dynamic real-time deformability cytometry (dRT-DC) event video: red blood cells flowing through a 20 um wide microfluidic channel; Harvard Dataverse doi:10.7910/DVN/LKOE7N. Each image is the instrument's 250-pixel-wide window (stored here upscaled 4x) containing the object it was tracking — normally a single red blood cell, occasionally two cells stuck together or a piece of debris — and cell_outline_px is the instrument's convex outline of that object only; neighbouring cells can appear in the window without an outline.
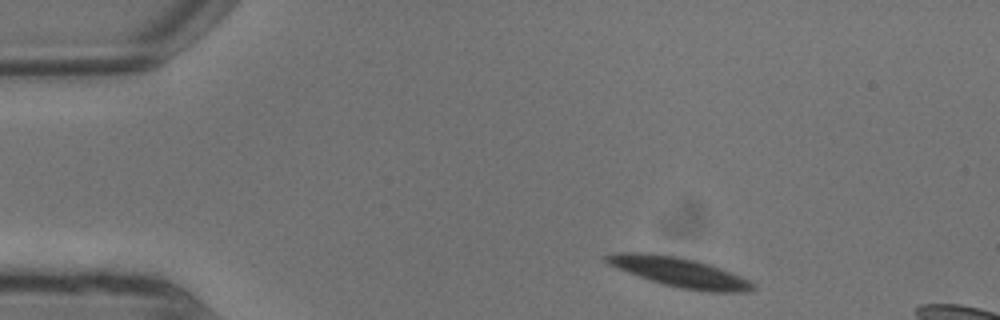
{"species": "common noctule bat (a hibernating species)", "species_latin": "Nyctalus noctula", "temperature_condition": "warm", "stored_images_in_passage": 4, "camera_frame_rate_fps": 3000, "um_per_image_px": 0.085, "animal": {"sex": "male", "body_mass_g": 13.3}, "frame": {"image": 1, "passage_image": 1, "time_ms": 0.0, "image_size_px": [1000, 320], "cell_outline_px": [[756, 288], [748, 292], [708, 292], [680, 288], [664, 284], [628, 272], [608, 264], [604, 260], [604, 256], [612, 252], [652, 252], [676, 256], [696, 260], [712, 264], [740, 276], [756, 284]], "centroid_in_image_um": [57.77, 23.12], "position_along_channel_um": 27.2, "area_um2": 25.37}}